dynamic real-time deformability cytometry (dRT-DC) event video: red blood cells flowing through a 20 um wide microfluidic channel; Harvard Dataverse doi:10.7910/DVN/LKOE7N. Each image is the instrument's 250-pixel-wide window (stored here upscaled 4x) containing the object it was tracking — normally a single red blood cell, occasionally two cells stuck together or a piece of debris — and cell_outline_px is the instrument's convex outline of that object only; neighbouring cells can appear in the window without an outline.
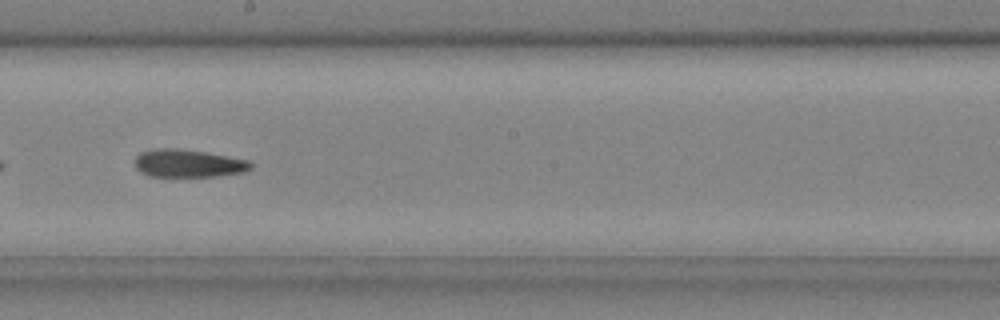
{"species": "common noctule bat (a hibernating species)", "species_latin": "Nyctalus noctula", "temperature_condition": "cold", "stored_images_in_passage": 43, "camera_frame_rate_fps": 3000, "um_per_image_px": 0.085, "animal": {"sex": "male", "body_mass_g": 20.4}, "frame": {"image": 1, "passage_image": 26, "time_ms": 8.333, "image_size_px": [1000, 320], "cell_outline_px": [[252, 168], [244, 172], [216, 176], [148, 176], [140, 172], [136, 168], [136, 156], [140, 152], [156, 148], [176, 148], [204, 152], [248, 160], [252, 164]], "centroid_in_image_um": [15.98, 13.88], "position_along_channel_um": 232.2, "area_um2": 18.67}}
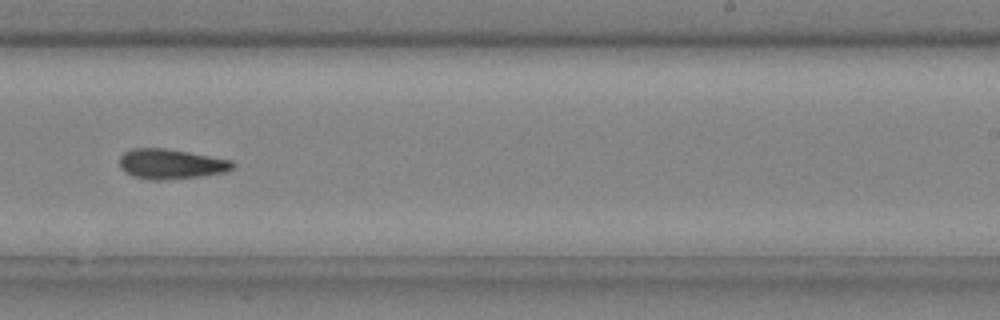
{"frame": {"image": 2, "passage_image": 29, "time_ms": 9.333, "image_size_px": [1000, 320], "cell_outline_px": [[236, 168], [224, 172], [200, 176], [160, 180], [152, 180], [132, 176], [124, 172], [120, 168], [120, 156], [124, 152], [132, 148], [164, 148], [188, 152], [232, 160], [236, 164]], "centroid_in_image_um": [14.53, 13.94], "position_along_channel_um": 274.5, "area_um2": 19.83}, "authors_computed_cell_mechanics": {"area_um2": 19.3052, "velocity_mm_per_s": 4.2313, "shape_relaxation_time_tau1_ms": null, "shape_relaxation_time_tau2_ms": 6.2692, "deformation_change_tau1": null, "deformation_change_tau2": 0.1499}}